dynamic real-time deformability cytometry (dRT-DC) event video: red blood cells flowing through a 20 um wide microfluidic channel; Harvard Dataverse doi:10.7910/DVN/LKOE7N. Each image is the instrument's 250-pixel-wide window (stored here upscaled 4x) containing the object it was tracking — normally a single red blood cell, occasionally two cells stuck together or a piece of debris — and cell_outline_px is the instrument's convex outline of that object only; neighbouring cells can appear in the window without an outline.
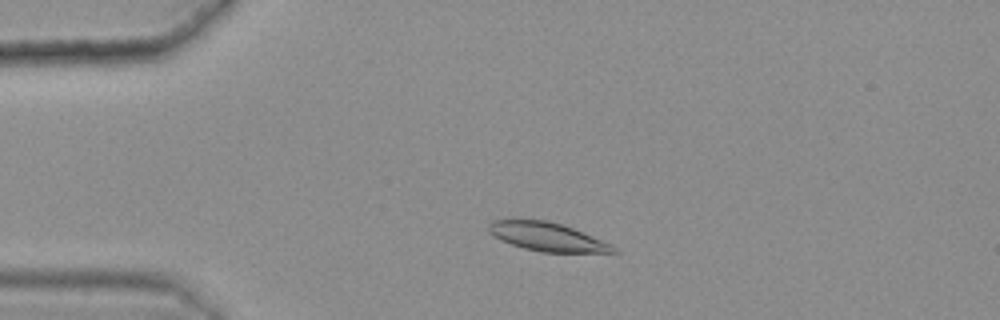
{"species": "common noctule bat (a hibernating species)", "species_latin": "Nyctalus noctula", "temperature_condition": "warm", "stored_images_in_passage": 43, "camera_frame_rate_fps": 3000, "um_per_image_px": 0.085, "animal": {"sex": "female", "body_mass_g": 25.1}, "frame": {"image": 1, "passage_image": 9, "time_ms": 2.667, "image_size_px": [1000, 320], "cell_outline_px": [[620, 252], [540, 252], [524, 248], [500, 240], [488, 232], [488, 224], [492, 220], [512, 216], [548, 220], [572, 228], [612, 244]], "centroid_in_image_um": [46.4, 20.07], "position_along_channel_um": 38.6, "area_um2": 21.33}}
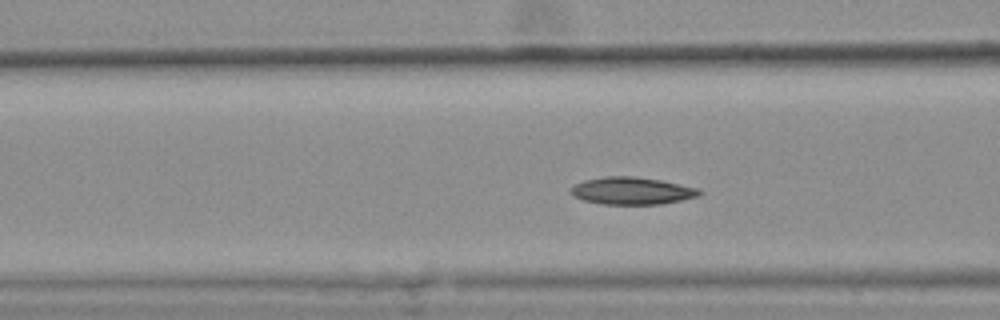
{"frame": {"image": 2, "passage_image": 18, "time_ms": 5.667, "image_size_px": [1000, 320], "cell_outline_px": [[704, 192], [700, 196], [660, 204], [600, 204], [584, 200], [572, 196], [568, 192], [568, 188], [584, 180], [604, 176], [632, 176], [660, 180], [700, 188]], "centroid_in_image_um": [53.69, 16.22], "position_along_channel_um": 112.9, "area_um2": 20.69}}
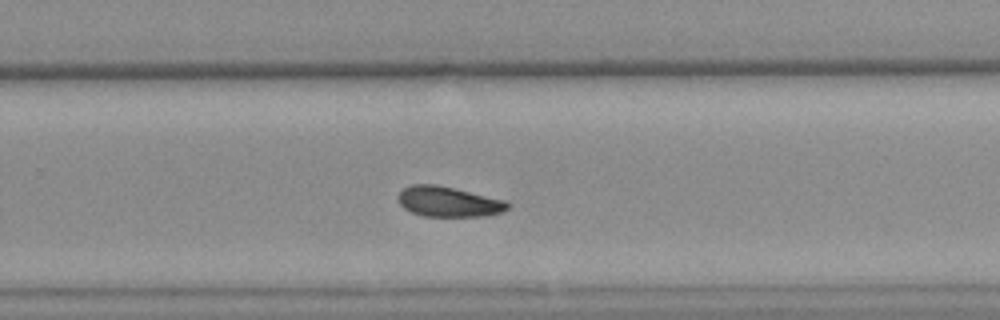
{"frame": {"image": 3, "passage_image": 33, "time_ms": 10.667, "image_size_px": [1000, 320], "cell_outline_px": [[508, 208], [500, 212], [484, 216], [424, 216], [412, 212], [404, 208], [400, 204], [400, 192], [404, 188], [412, 184], [436, 184], [508, 200]], "centroid_in_image_um": [38.15, 17.13], "position_along_channel_um": 291.7, "area_um2": 19.13}}